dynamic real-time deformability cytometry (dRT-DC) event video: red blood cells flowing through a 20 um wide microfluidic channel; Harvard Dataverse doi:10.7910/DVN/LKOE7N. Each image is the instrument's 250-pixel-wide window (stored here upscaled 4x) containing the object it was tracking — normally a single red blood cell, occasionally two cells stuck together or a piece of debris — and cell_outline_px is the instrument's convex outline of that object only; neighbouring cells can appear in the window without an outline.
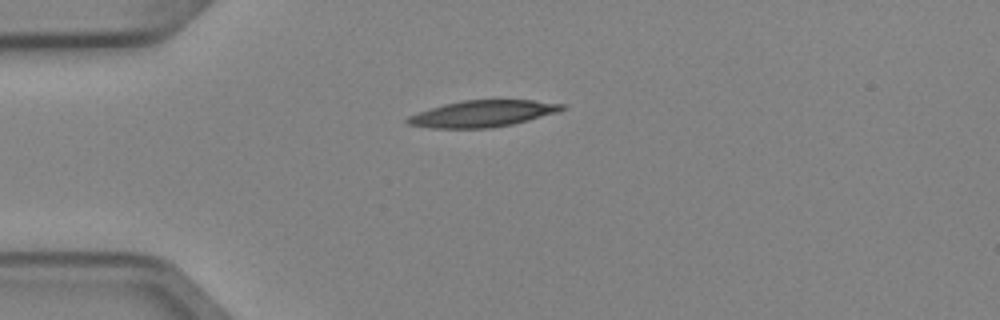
{"species": "Egyptian fruit bat (a non-hibernating species)", "species_latin": "Rousettus aegyptiacus", "temperature_condition": "cold", "stored_images_in_passage": 2, "camera_frame_rate_fps": 3000, "um_per_image_px": 0.085, "animal": {"sex": "female"}, "frame": {"image": 1, "passage_image": 2, "time_ms": 0.333, "image_size_px": [1000, 320], "cell_outline_px": [[564, 108], [556, 112], [528, 120], [512, 124], [488, 128], [432, 128], [408, 124], [404, 120], [408, 116], [444, 104], [464, 100], [532, 100], [564, 104]], "centroid_in_image_um": [40.99, 9.66], "position_along_channel_um": 44.0, "area_um2": 23.47}}